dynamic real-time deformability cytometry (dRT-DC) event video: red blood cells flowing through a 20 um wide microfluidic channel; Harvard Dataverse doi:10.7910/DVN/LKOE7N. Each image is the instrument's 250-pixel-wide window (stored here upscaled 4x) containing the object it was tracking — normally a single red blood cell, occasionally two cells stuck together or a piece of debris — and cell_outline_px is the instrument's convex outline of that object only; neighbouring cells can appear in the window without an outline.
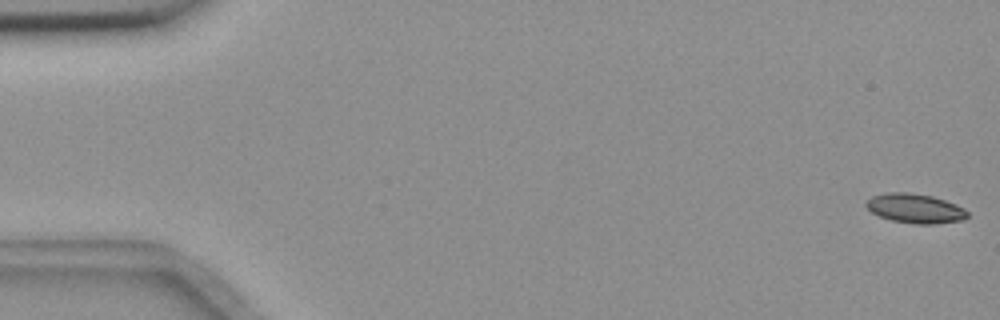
{"species": "common noctule bat (a hibernating species)", "species_latin": "Nyctalus noctula", "temperature_condition": "room temperature", "stored_images_in_passage": 56, "camera_frame_rate_fps": 3000, "um_per_image_px": 0.085, "animal": {"sex": "female", "body_mass_g": 18.4}, "frame": {"image": 1, "passage_image": 1, "time_ms": 0.0, "image_size_px": [1000, 320], "cell_outline_px": [[968, 216], [964, 220], [932, 224], [916, 224], [892, 220], [880, 216], [872, 212], [864, 204], [872, 196], [888, 192], [908, 192], [932, 196], [956, 204], [964, 208], [968, 212]], "centroid_in_image_um": [77.8, 17.71], "position_along_channel_um": 7.2, "area_um2": 17.28}}
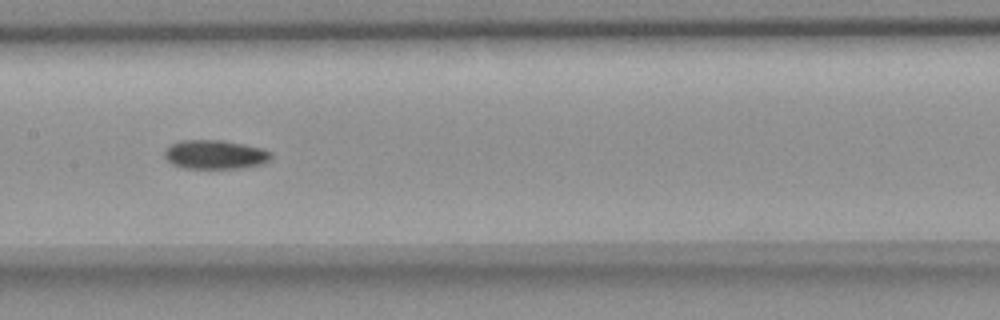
{"frame": {"image": 2, "passage_image": 28, "time_ms": 9.0, "image_size_px": [1000, 320], "cell_outline_px": [[272, 156], [264, 164], [240, 168], [180, 168], [172, 164], [164, 156], [164, 152], [172, 144], [180, 140], [224, 140], [264, 148], [272, 152]], "centroid_in_image_um": [18.31, 13.13], "position_along_channel_um": 189.1, "area_um2": 18.15}}
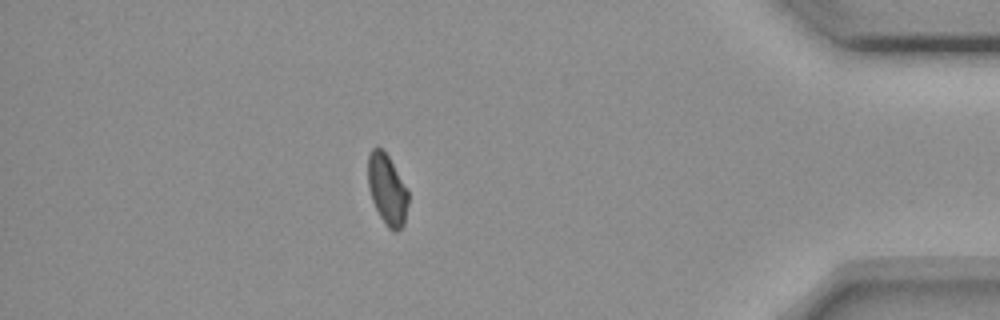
{"frame": {"image": 3, "passage_image": 49, "time_ms": 16.0, "image_size_px": [1000, 320], "cell_outline_px": [[408, 204], [404, 224], [396, 232], [392, 232], [388, 228], [380, 216], [372, 200], [368, 188], [368, 152], [372, 148], [380, 148], [388, 156], [408, 188]], "centroid_in_image_um": [32.91, 16.12], "position_along_channel_um": 402.3, "area_um2": 16.65}}